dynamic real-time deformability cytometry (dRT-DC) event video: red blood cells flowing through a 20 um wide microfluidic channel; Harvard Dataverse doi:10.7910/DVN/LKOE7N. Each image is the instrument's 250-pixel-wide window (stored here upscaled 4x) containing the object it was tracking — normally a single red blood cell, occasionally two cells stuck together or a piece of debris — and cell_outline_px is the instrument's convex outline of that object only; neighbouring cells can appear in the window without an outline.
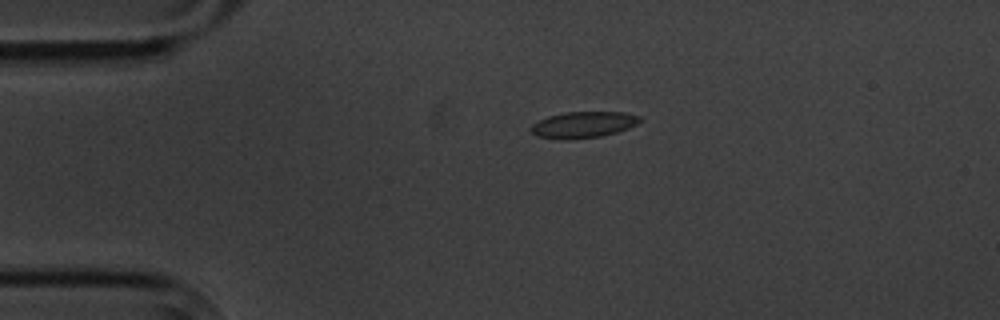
{"species": "common noctule bat (a hibernating species)", "species_latin": "Nyctalus noctula", "temperature_condition": "cold", "stored_images_in_passage": 13, "camera_frame_rate_fps": 3000, "um_per_image_px": 0.085, "animal": {"sex": "male", "body_mass_g": 20.1, "forearm_length_mm": 53.5}, "frame": {"image": 1, "passage_image": 2, "time_ms": 1.0, "image_size_px": [1000, 320], "cell_outline_px": [[640, 120], [636, 124], [628, 128], [616, 132], [600, 136], [560, 140], [556, 140], [536, 136], [532, 132], [532, 124], [548, 116], [564, 112], [624, 112], [640, 116]], "centroid_in_image_um": [49.55, 10.6], "position_along_channel_um": 35.5, "area_um2": 16.53}}
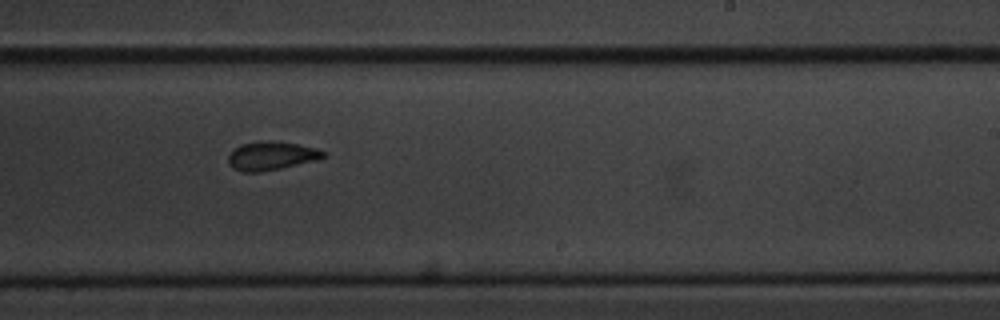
{"frame": {"image": 2, "passage_image": 8, "time_ms": 8.667, "image_size_px": [1000, 320], "cell_outline_px": [[328, 152], [320, 160], [260, 172], [240, 172], [232, 168], [228, 164], [228, 156], [240, 144], [260, 140], [272, 140], [296, 144], [316, 148]], "centroid_in_image_um": [23.07, 13.24], "position_along_channel_um": 265.9, "area_um2": 16.07}}
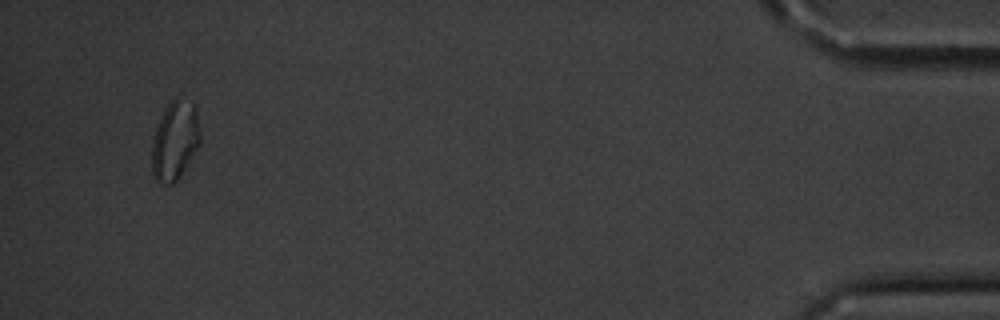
{"frame": {"image": 3, "passage_image": 13, "time_ms": 15.333, "image_size_px": [1000, 320], "cell_outline_px": [[200, 140], [196, 148], [180, 176], [172, 184], [168, 184], [156, 180], [152, 172], [152, 144], [156, 128], [160, 116], [168, 104], [176, 96], [192, 104], [196, 108], [200, 132]], "centroid_in_image_um": [14.85, 11.93], "position_along_channel_um": 420.3, "area_um2": 21.79}, "authors_computed_cell_mechanics": {"area_um2": 16.5308, "velocity_mm_per_s": 3.4447, "shape_relaxation_time_tau1_ms": 3.3202, "shape_relaxation_time_tau2_ms": null, "deformation_change_tau1": 0.0664, "deformation_change_tau2": null}}